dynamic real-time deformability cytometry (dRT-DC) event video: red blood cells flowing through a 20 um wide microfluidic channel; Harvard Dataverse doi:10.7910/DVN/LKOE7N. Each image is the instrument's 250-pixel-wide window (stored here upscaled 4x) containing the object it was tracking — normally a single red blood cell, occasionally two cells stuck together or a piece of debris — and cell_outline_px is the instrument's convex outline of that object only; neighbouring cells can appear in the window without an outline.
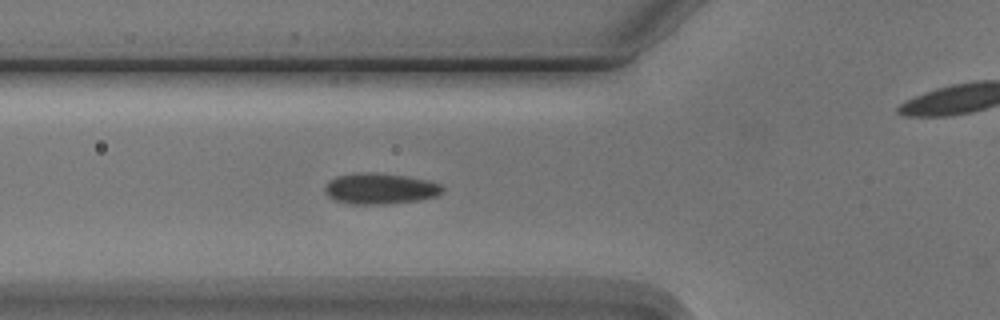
{"species": "Egyptian fruit bat (a non-hibernating species)", "species_latin": "Rousettus aegyptiacus", "temperature_condition": "cold", "stored_images_in_passage": 4, "segment_of_instrument_passage": [1, 2], "camera_frame_rate_fps": 3000, "um_per_image_px": 0.085, "animal": {"sex": "male"}, "frame": {"image": 1, "passage_image": 3, "time_ms": 2.333, "image_size_px": [1000, 320], "cell_outline_px": [[444, 192], [436, 196], [420, 200], [388, 204], [348, 204], [336, 200], [328, 196], [324, 192], [324, 188], [336, 176], [356, 172], [408, 176], [428, 180], [444, 184]], "centroid_in_image_um": [32.36, 16.04], "position_along_channel_um": 93.4, "area_um2": 21.27}}